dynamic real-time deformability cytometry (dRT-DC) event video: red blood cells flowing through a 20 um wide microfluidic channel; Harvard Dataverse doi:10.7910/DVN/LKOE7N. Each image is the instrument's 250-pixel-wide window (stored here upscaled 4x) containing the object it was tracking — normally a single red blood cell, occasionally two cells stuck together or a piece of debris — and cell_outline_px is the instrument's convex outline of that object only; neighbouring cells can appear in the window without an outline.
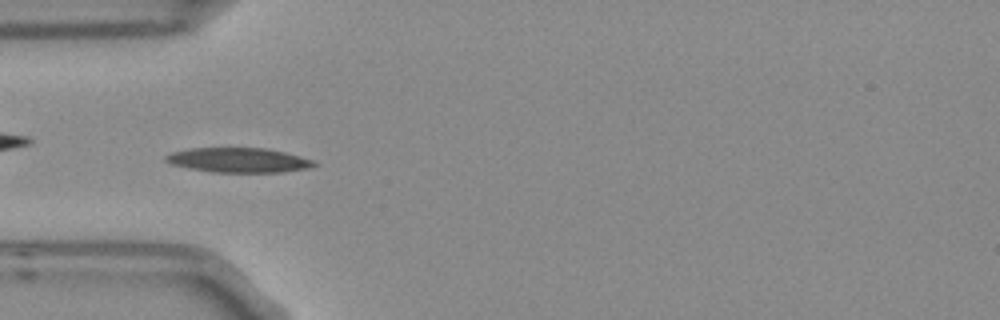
{"species": "Egyptian fruit bat (a non-hibernating species)", "species_latin": "Rousettus aegyptiacus", "temperature_condition": "room temperature", "stored_images_in_passage": 5, "camera_frame_rate_fps": 3000, "um_per_image_px": 0.085, "frame": {"image": 1, "passage_image": 5, "time_ms": 1.333, "image_size_px": [1000, 320], "cell_outline_px": [[320, 164], [308, 168], [280, 172], [212, 172], [188, 168], [172, 164], [164, 160], [164, 156], [172, 152], [188, 148], [268, 148], [300, 156], [312, 160]], "centroid_in_image_um": [20.26, 13.61], "position_along_channel_um": 64.7, "area_um2": 21.33}}